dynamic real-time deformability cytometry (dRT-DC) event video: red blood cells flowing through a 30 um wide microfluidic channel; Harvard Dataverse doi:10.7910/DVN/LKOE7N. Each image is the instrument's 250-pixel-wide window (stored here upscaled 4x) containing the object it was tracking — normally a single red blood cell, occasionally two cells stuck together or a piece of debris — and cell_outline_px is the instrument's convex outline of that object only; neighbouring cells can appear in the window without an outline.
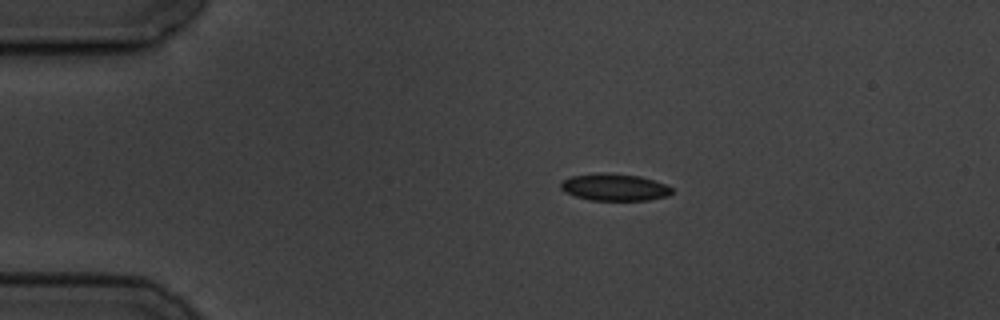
{"species": "common noctule bat (a hibernating species)", "species_latin": "Nyctalus noctula", "temperature_condition": "cold", "stored_images_in_passage": 4, "camera_frame_rate_fps": 3000, "um_per_image_px": 0.085, "animal": {"sex": "male", "body_mass_g": 19.5, "forearm_length_mm": 54.6}, "frame": {"image": 1, "passage_image": 3, "time_ms": 2.333, "image_size_px": [1000, 320], "cell_outline_px": [[672, 192], [668, 196], [648, 200], [592, 200], [576, 196], [564, 192], [560, 188], [560, 184], [564, 180], [572, 176], [640, 176], [664, 184], [672, 188]], "centroid_in_image_um": [52.27, 15.98], "position_along_channel_um": 32.7, "area_um2": 16.36}}